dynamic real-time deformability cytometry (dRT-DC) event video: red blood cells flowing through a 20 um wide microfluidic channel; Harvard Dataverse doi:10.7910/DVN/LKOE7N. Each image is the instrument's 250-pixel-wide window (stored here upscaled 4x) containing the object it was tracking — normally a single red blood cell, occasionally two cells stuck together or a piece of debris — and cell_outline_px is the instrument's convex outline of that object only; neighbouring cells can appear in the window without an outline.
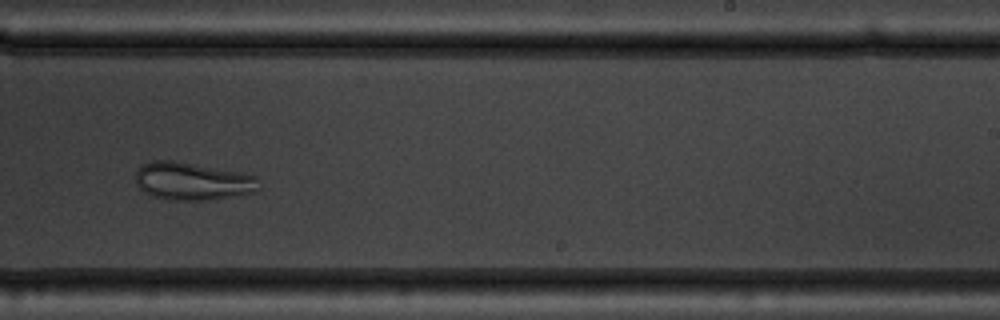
{"species": "common noctule bat (a hibernating species)", "species_latin": "Nyctalus noctula", "temperature_condition": "warm", "stored_images_in_passage": 45, "camera_frame_rate_fps": 3000, "um_per_image_px": 0.085, "animal": {"sex": "male", "body_mass_g": 19.5, "forearm_length_mm": 54.6}, "frame": {"image": 1, "passage_image": 25, "time_ms": 8.0, "image_size_px": [1000, 320], "cell_outline_px": [[256, 188], [252, 192], [208, 200], [168, 200], [152, 196], [144, 192], [136, 184], [136, 172], [144, 164], [152, 160], [172, 160], [244, 172], [256, 176]], "centroid_in_image_um": [16.3, 15.39], "position_along_channel_um": 272.7, "area_um2": 26.93}}
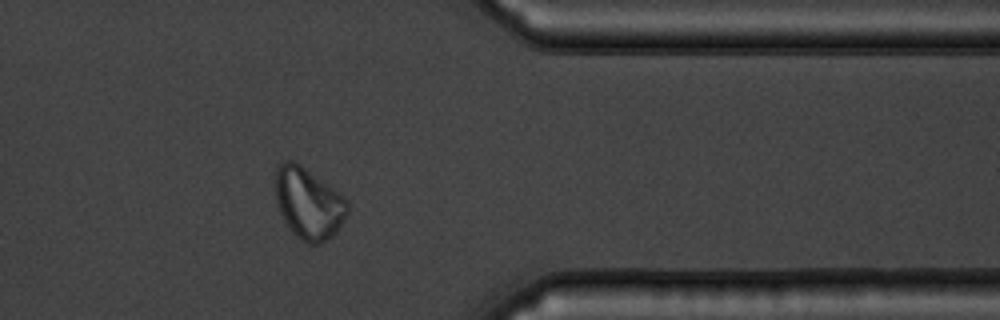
{"frame": {"image": 2, "passage_image": 35, "time_ms": 11.333, "image_size_px": [1000, 320], "cell_outline_px": [[348, 212], [336, 232], [332, 236], [320, 244], [308, 244], [296, 236], [288, 228], [280, 212], [276, 200], [276, 164], [284, 160], [292, 160], [300, 164], [344, 196], [348, 200]], "centroid_in_image_um": [26.21, 17.28], "position_along_channel_um": 385.2, "area_um2": 29.94}}
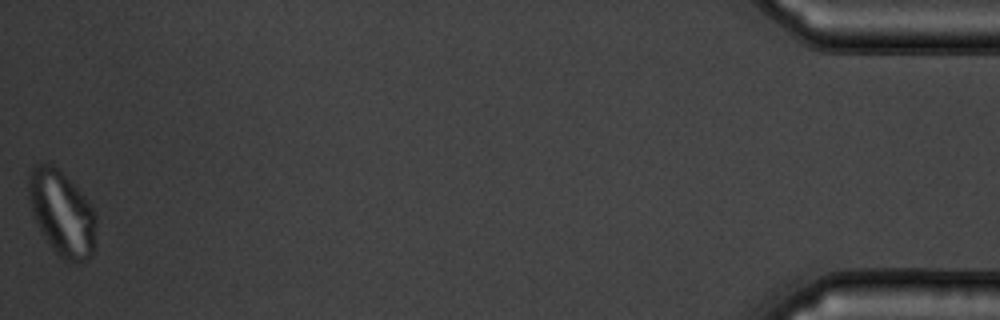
{"frame": {"image": 3, "passage_image": 45, "time_ms": 14.667, "image_size_px": [1000, 320], "cell_outline_px": [[96, 220], [92, 256], [80, 264], [76, 264], [64, 260], [52, 248], [40, 228], [36, 220], [32, 208], [28, 192], [28, 176], [32, 164], [52, 164], [88, 200], [96, 216]], "centroid_in_image_um": [5.27, 18.14], "position_along_channel_um": 429.9, "area_um2": 32.89}}